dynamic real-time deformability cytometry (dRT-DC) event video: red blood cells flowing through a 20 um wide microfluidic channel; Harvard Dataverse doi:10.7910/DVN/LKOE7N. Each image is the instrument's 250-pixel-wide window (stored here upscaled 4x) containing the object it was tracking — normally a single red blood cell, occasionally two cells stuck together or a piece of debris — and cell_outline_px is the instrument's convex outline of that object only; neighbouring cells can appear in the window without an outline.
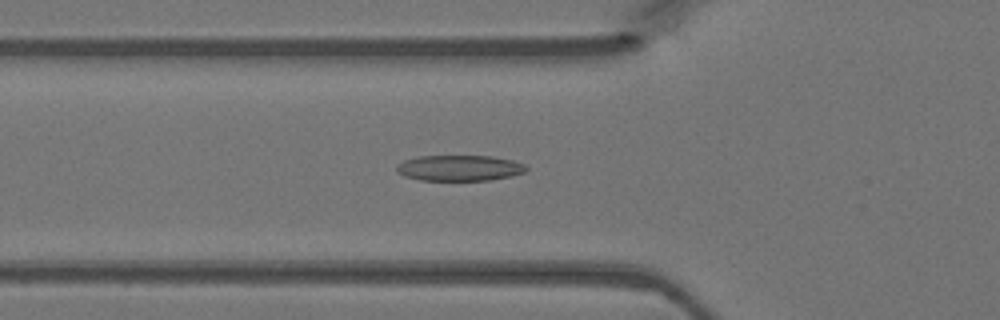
{"species": "Egyptian fruit bat (a non-hibernating species)", "species_latin": "Rousettus aegyptiacus", "temperature_condition": "warm", "stored_images_in_passage": 44, "camera_frame_rate_fps": 3000, "um_per_image_px": 0.085, "animal": {"sex": "female"}, "frame": {"image": 1, "passage_image": 14, "time_ms": 4.333, "image_size_px": [1000, 320], "cell_outline_px": [[528, 168], [524, 172], [512, 176], [488, 180], [420, 180], [404, 176], [396, 172], [396, 168], [404, 160], [416, 156], [492, 156], [512, 160], [524, 164]], "centroid_in_image_um": [39.05, 14.28], "position_along_channel_um": 86.8, "area_um2": 19.42}}
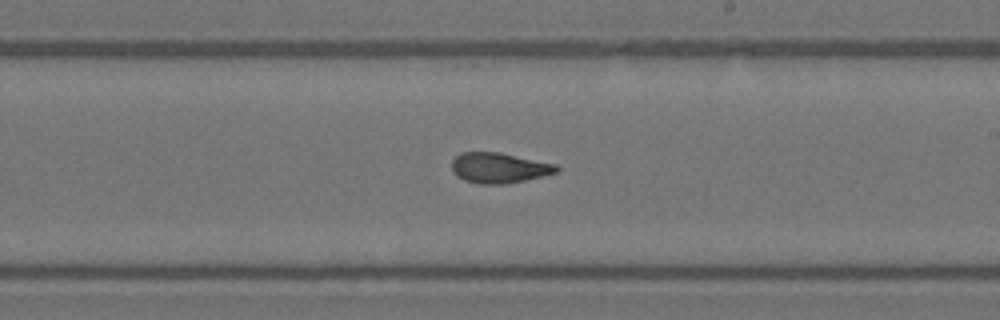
{"frame": {"image": 2, "passage_image": 25, "time_ms": 8.0, "image_size_px": [1000, 320], "cell_outline_px": [[560, 168], [556, 172], [524, 180], [504, 184], [480, 184], [464, 180], [456, 176], [452, 172], [452, 160], [460, 152], [500, 152], [556, 164]], "centroid_in_image_um": [42.38, 14.26], "position_along_channel_um": 246.6, "area_um2": 18.5}}
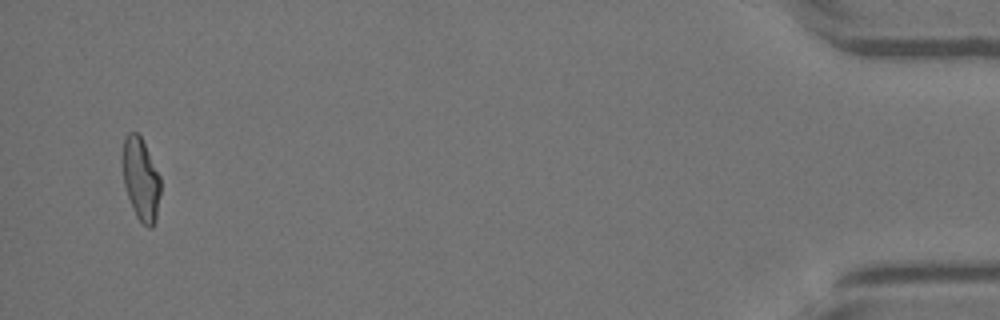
{"frame": {"image": 3, "passage_image": 43, "time_ms": 14.0, "image_size_px": [1000, 320], "cell_outline_px": [[160, 192], [156, 220], [152, 228], [148, 228], [136, 216], [132, 208], [124, 184], [124, 136], [128, 132], [136, 132], [140, 136], [160, 176]], "centroid_in_image_um": [11.99, 15.27], "position_along_channel_um": 423.2, "area_um2": 17.8}}